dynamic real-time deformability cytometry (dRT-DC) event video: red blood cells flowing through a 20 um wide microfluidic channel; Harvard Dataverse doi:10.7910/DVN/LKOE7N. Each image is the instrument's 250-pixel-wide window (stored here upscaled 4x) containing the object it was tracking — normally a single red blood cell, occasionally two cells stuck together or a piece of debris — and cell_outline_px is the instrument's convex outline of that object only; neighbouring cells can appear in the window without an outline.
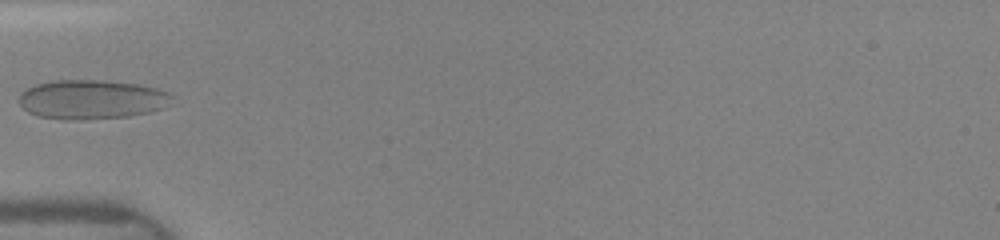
{"species": "human", "species_latin": "Homo sapiens", "temperature_condition": "room temperature", "stored_images_in_passage": 36, "camera_frame_rate_fps": 3000, "um_per_image_px": 0.085, "donor": {"sex": "female"}, "frame": {"image": 1, "passage_image": 1, "time_ms": 0.0, "image_size_px": [1000, 240], "cell_outline_px": [[176, 96], [164, 108], [148, 112], [128, 116], [80, 120], [64, 120], [36, 116], [28, 112], [20, 104], [20, 92], [36, 84], [52, 80], [104, 80], [136, 84], [156, 88], [168, 92]], "centroid_in_image_um": [7.79, 8.45], "position_along_channel_um": 77.2, "area_um2": 35.2}}
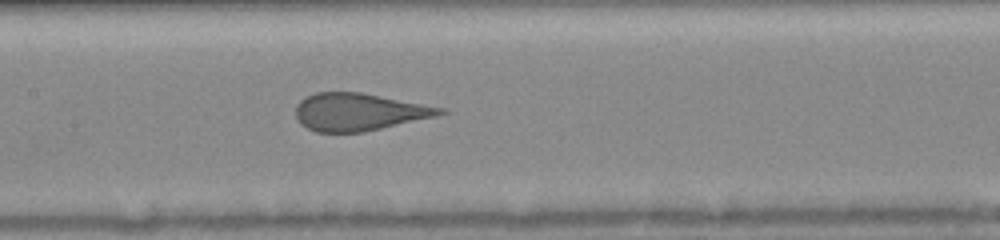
{"frame": {"image": 2, "passage_image": 8, "time_ms": 2.333, "image_size_px": [1000, 240], "cell_outline_px": [[448, 112], [436, 116], [364, 132], [316, 132], [300, 124], [296, 116], [296, 104], [300, 100], [316, 92], [360, 92], [448, 108]], "centroid_in_image_um": [30.53, 9.51], "position_along_channel_um": 176.9, "area_um2": 31.56}}
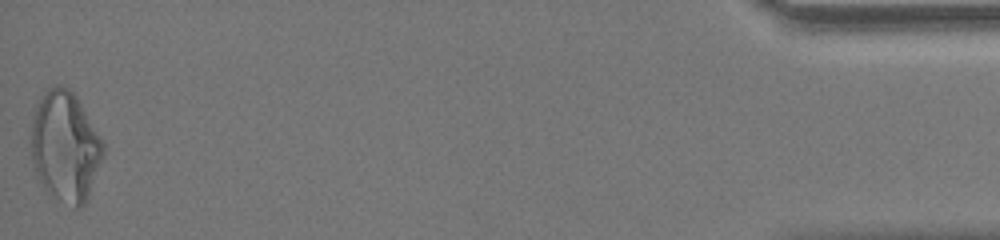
{"frame": {"image": 3, "passage_image": 36, "time_ms": 10.333, "image_size_px": [1000, 240], "cell_outline_px": [[104, 156], [88, 196], [84, 204], [80, 208], [76, 208], [52, 196], [44, 188], [36, 176], [32, 160], [28, 140], [32, 120], [36, 108], [40, 100], [48, 88], [56, 84], [60, 84], [68, 88], [76, 96], [104, 144]], "centroid_in_image_um": [5.51, 12.47], "position_along_channel_um": 429.7, "area_um2": 46.47}}